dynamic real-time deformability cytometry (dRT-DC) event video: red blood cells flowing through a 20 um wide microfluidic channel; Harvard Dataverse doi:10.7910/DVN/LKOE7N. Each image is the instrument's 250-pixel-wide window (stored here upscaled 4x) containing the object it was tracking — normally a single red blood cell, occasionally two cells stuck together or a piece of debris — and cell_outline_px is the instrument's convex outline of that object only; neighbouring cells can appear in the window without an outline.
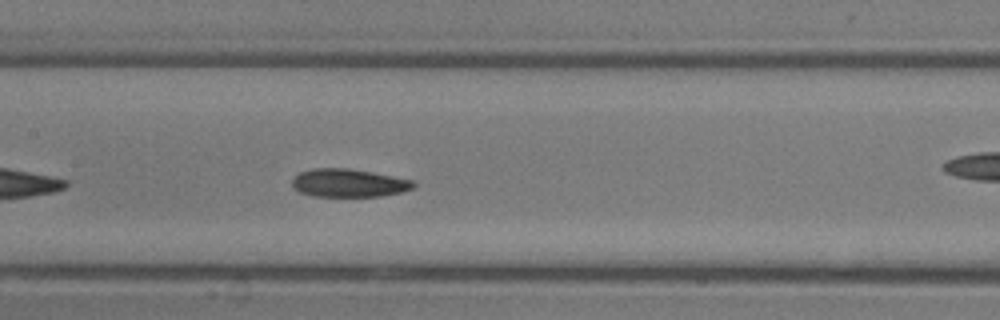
{"species": "common noctule bat (a hibernating species)", "species_latin": "Nyctalus noctula", "temperature_condition": "room temperature", "stored_images_in_passage": 20, "camera_frame_rate_fps": 3000, "um_per_image_px": 0.085, "animal": {"sex": "male", "body_mass_g": 13.3}, "frame": {"image": 1, "passage_image": 15, "time_ms": 4.667, "image_size_px": [1000, 320], "cell_outline_px": [[416, 184], [412, 188], [400, 192], [380, 196], [312, 196], [300, 192], [292, 188], [292, 180], [300, 172], [312, 168], [348, 168], [372, 172], [412, 180]], "centroid_in_image_um": [29.6, 15.55], "position_along_channel_um": 177.8, "area_um2": 19.77}}
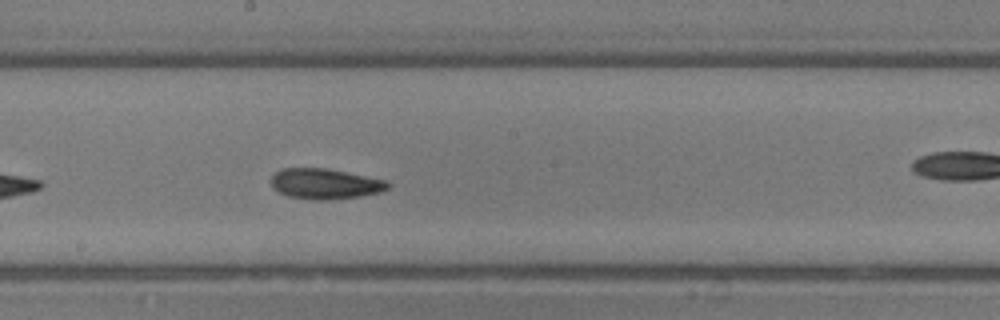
{"frame": {"image": 2, "passage_image": 17, "time_ms": 5.333, "image_size_px": [1000, 320], "cell_outline_px": [[388, 188], [380, 192], [360, 196], [328, 200], [316, 200], [288, 196], [272, 188], [272, 176], [280, 168], [328, 168], [384, 180], [388, 184]], "centroid_in_image_um": [27.59, 15.62], "position_along_channel_um": 220.6, "area_um2": 20.52}}